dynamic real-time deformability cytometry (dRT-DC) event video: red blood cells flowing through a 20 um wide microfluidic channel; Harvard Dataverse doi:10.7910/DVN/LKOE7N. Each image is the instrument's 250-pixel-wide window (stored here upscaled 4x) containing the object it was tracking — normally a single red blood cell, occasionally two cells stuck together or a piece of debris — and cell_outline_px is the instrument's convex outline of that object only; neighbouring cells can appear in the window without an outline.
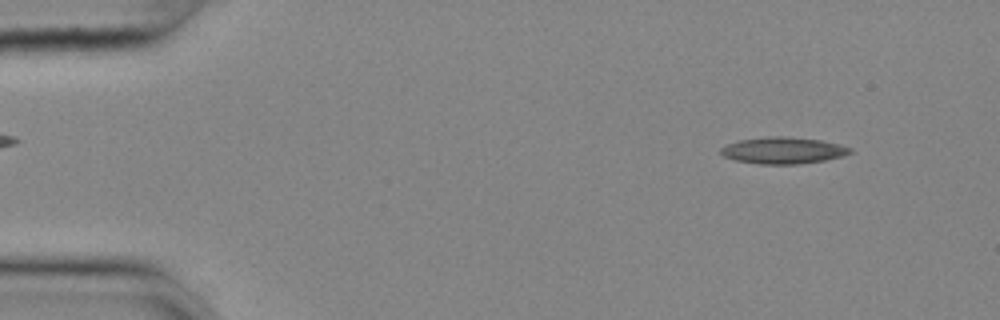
{"species": "common noctule bat (a hibernating species)", "species_latin": "Nyctalus noctula", "temperature_condition": "cold", "stored_images_in_passage": 54, "camera_frame_rate_fps": 3000, "um_per_image_px": 0.085, "animal": {"sex": "female", "body_mass_g": 25.1}, "frame": {"image": 1, "passage_image": 5, "time_ms": 1.333, "image_size_px": [1000, 320], "cell_outline_px": [[852, 152], [844, 156], [824, 160], [800, 164], [760, 164], [736, 160], [724, 156], [720, 152], [720, 148], [728, 144], [740, 140], [768, 136], [784, 136], [820, 140], [840, 144], [852, 148]], "centroid_in_image_um": [66.59, 12.78], "position_along_channel_um": 18.4, "area_um2": 20.0}}
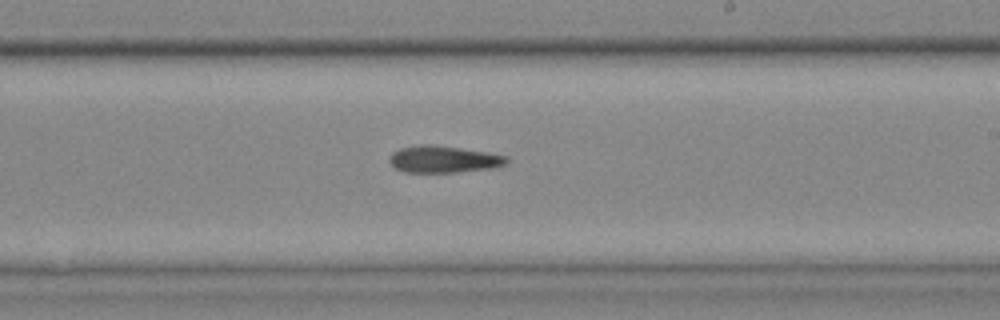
{"frame": {"image": 2, "passage_image": 32, "time_ms": 10.333, "image_size_px": [1000, 320], "cell_outline_px": [[508, 160], [504, 164], [492, 168], [456, 172], [404, 172], [396, 168], [388, 160], [392, 152], [400, 148], [420, 144], [432, 144], [488, 152], [508, 156]], "centroid_in_image_um": [37.68, 13.53], "position_along_channel_um": 251.3, "area_um2": 18.32}}
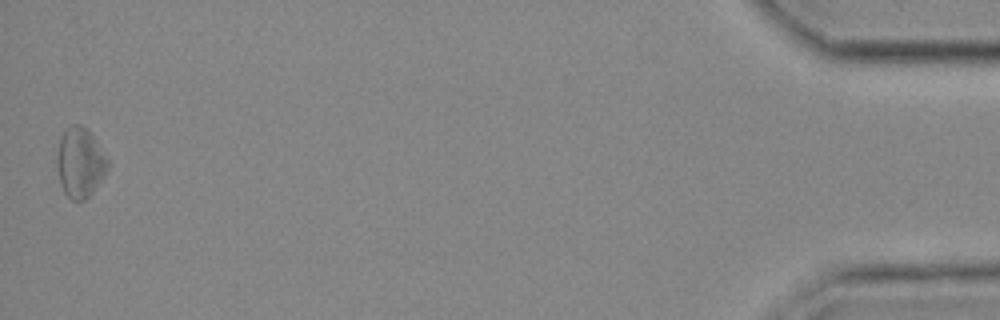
{"frame": {"image": 3, "passage_image": 54, "time_ms": 17.667, "image_size_px": [1000, 320], "cell_outline_px": [[112, 164], [104, 176], [92, 192], [84, 200], [72, 200], [64, 192], [60, 184], [56, 160], [56, 156], [60, 140], [64, 132], [68, 128], [76, 124], [80, 124], [92, 136]], "centroid_in_image_um": [6.82, 13.85], "position_along_channel_um": 428.4, "area_um2": 20.4}}